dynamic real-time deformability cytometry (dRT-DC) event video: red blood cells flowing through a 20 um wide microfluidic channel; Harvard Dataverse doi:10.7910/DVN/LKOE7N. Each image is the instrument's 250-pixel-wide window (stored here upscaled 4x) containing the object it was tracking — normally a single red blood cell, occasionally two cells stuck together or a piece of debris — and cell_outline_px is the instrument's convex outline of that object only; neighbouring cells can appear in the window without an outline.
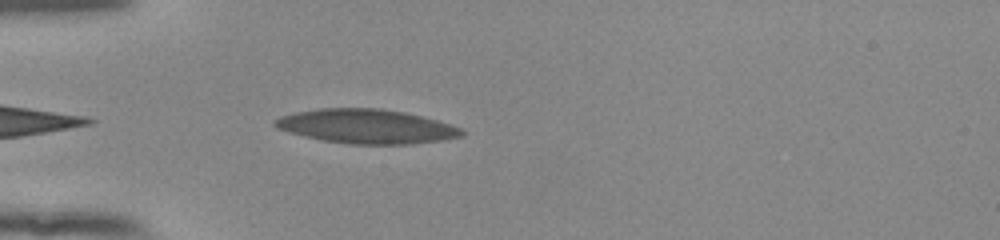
{"species": "human", "species_latin": "Homo sapiens", "temperature_condition": "room temperature", "stored_images_in_passage": 39, "camera_frame_rate_fps": 3000, "um_per_image_px": 0.085, "donor": {"sex": "female"}, "frame": {"image": 1, "passage_image": 2, "time_ms": 0.333, "image_size_px": [1000, 240], "cell_outline_px": [[464, 136], [440, 140], [412, 144], [348, 144], [324, 140], [304, 136], [288, 132], [276, 128], [272, 124], [272, 120], [280, 116], [296, 112], [320, 108], [380, 108], [404, 112], [436, 120], [460, 128], [464, 132]], "centroid_in_image_um": [31.1, 10.74], "position_along_channel_um": 53.9, "area_um2": 37.17}}
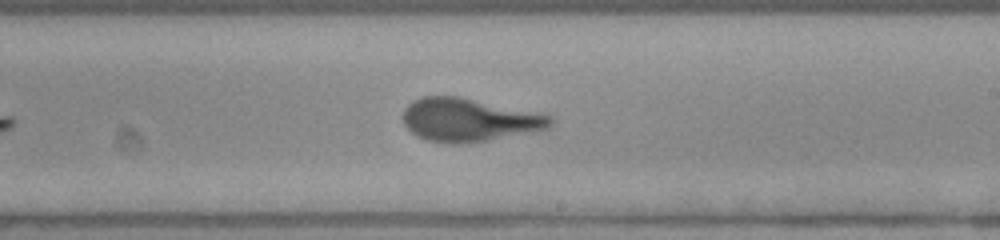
{"frame": {"image": 2, "passage_image": 18, "time_ms": 5.667, "image_size_px": [1000, 240], "cell_outline_px": [[552, 124], [548, 128], [488, 140], [452, 144], [448, 144], [424, 140], [416, 136], [404, 124], [404, 108], [412, 100], [420, 96], [460, 96], [552, 116]], "centroid_in_image_um": [39.79, 10.18], "position_along_channel_um": 249.2, "area_um2": 36.82}}
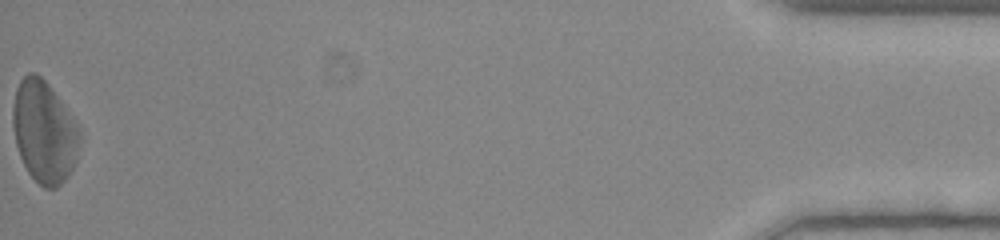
{"frame": {"image": 3, "passage_image": 39, "time_ms": 12.667, "image_size_px": [1000, 240], "cell_outline_px": [[80, 140], [76, 160], [68, 176], [56, 188], [44, 188], [28, 172], [20, 156], [16, 144], [12, 128], [12, 108], [16, 88], [20, 80], [28, 72], [36, 72], [48, 84], [60, 100], [80, 128]], "centroid_in_image_um": [3.74, 11.19], "position_along_channel_um": 431.5, "area_um2": 39.65}, "authors_computed_cell_mechanics": {"area_um2": 36.8186, "velocity_mm_per_s": 3.8956, "shape_relaxation_time_tau1_ms": 4.0018, "shape_relaxation_time_tau2_ms": 1.056, "deformation_change_tau1": 0.1964, "deformation_change_tau2": 0.1018}}